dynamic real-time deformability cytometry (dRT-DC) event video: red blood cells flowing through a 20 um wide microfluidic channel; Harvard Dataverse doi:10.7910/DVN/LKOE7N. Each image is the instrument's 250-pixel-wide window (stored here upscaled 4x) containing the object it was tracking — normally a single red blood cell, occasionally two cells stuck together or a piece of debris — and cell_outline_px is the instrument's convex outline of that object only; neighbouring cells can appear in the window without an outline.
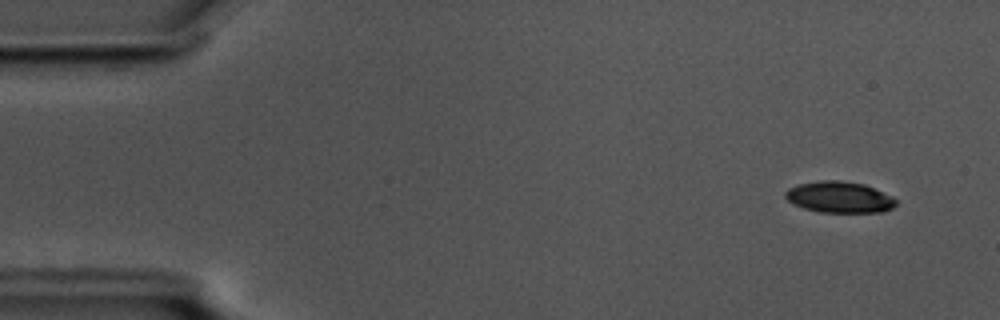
{"species": "common noctule bat (a hibernating species)", "species_latin": "Nyctalus noctula", "temperature_condition": "cold", "stored_images_in_passage": 56, "camera_frame_rate_fps": 3000, "um_per_image_px": 0.085, "animal": {"sex": "male", "body_mass_g": 17.5, "forearm_length_mm": 52.3}, "frame": {"image": 1, "passage_image": 4, "time_ms": 1.0, "image_size_px": [1000, 320], "cell_outline_px": [[896, 204], [892, 208], [884, 212], [820, 212], [804, 208], [788, 200], [784, 196], [784, 192], [788, 188], [800, 184], [820, 180], [840, 180], [864, 184], [892, 196], [896, 200]], "centroid_in_image_um": [71.35, 16.75], "position_along_channel_um": 13.6, "area_um2": 20.06}}
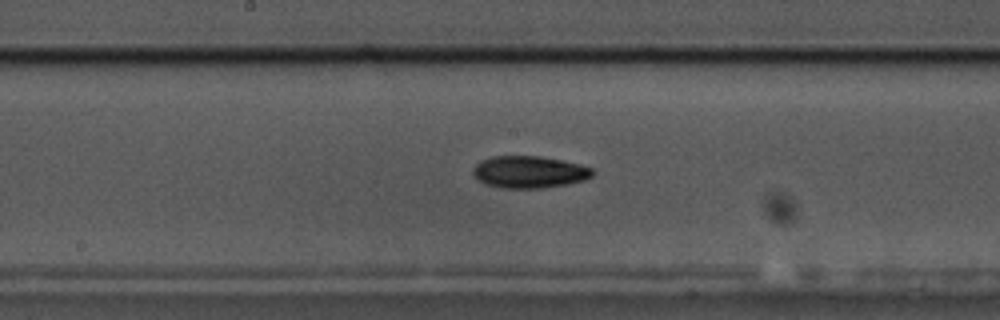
{"frame": {"image": 2, "passage_image": 29, "time_ms": 9.333, "image_size_px": [1000, 320], "cell_outline_px": [[596, 172], [592, 176], [584, 180], [568, 184], [540, 188], [500, 188], [488, 184], [480, 180], [472, 172], [472, 168], [480, 160], [492, 156], [540, 156], [580, 164], [592, 168]], "centroid_in_image_um": [45.0, 14.61], "position_along_channel_um": 203.2, "area_um2": 22.31}}
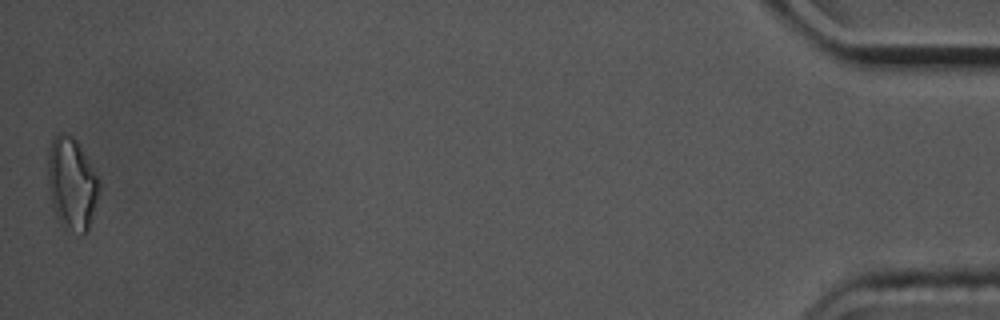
{"frame": {"image": 3, "passage_image": 56, "time_ms": 18.333, "image_size_px": [1000, 320], "cell_outline_px": [[100, 188], [88, 232], [84, 236], [80, 236], [64, 228], [56, 216], [52, 208], [48, 188], [48, 152], [52, 136], [60, 132], [64, 132], [72, 136], [76, 140], [100, 180]], "centroid_in_image_um": [6.09, 15.65], "position_along_channel_um": 429.1, "area_um2": 28.09}, "authors_computed_cell_mechanics": {"area_um2": 21.386, "velocity_mm_per_s": 3.5768, "shape_relaxation_time_tau1_ms": 2.8578, "shape_relaxation_time_tau2_ms": null, "deformation_change_tau1": 0.146, "deformation_change_tau2": null}}